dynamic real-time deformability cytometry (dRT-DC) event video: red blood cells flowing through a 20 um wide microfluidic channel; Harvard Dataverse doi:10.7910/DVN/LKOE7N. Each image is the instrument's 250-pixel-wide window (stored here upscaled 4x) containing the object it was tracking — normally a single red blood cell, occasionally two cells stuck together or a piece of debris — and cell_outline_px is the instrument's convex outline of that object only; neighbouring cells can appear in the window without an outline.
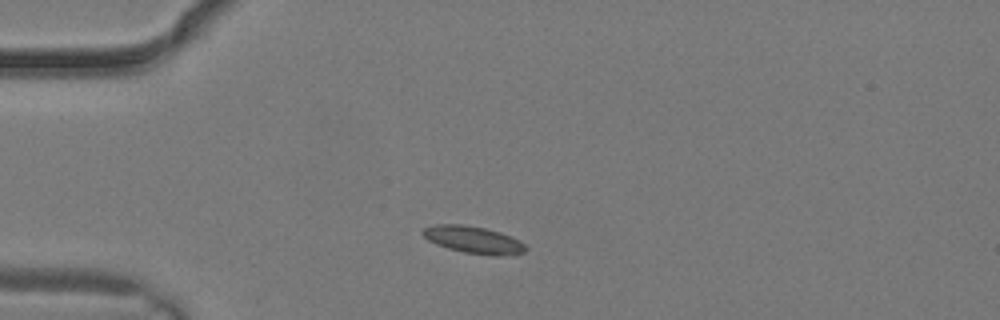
{"species": "common noctule bat (a hibernating species)", "species_latin": "Nyctalus noctula", "temperature_condition": "warm", "stored_images_in_passage": 1, "camera_frame_rate_fps": 3000, "um_per_image_px": 0.085, "animal": {"sex": "male", "body_mass_g": 19.2, "forearm_length_mm": 51.8}, "frame": {"image": 1, "passage_image": 1, "time_ms": 0.0, "image_size_px": [1000, 320], "cell_outline_px": [[528, 248], [524, 252], [516, 256], [492, 256], [464, 252], [448, 248], [436, 244], [428, 240], [420, 232], [424, 228], [436, 224], [460, 224], [484, 228], [500, 232], [512, 236], [524, 244]], "centroid_in_image_um": [40.29, 20.4], "position_along_channel_um": 44.7, "area_um2": 16.47}}